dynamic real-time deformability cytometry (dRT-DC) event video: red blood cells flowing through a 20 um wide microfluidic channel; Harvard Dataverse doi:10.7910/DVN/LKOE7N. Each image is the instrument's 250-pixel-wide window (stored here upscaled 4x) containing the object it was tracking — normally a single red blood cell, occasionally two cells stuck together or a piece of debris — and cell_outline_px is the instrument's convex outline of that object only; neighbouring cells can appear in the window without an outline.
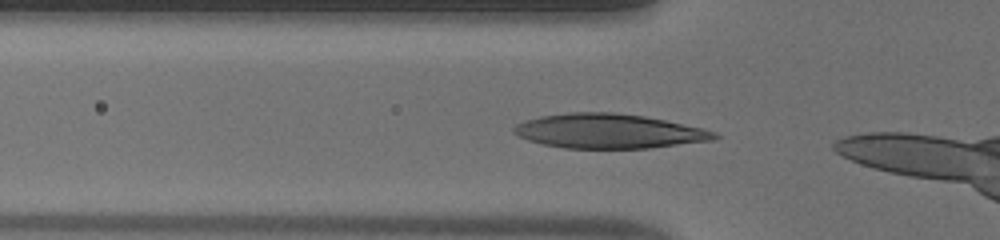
{"species": "human", "species_latin": "Homo sapiens", "temperature_condition": "warm", "stored_images_in_passage": 7, "camera_frame_rate_fps": 3000, "um_per_image_px": 0.085, "donor": {"sex": "male"}, "frame": {"image": 1, "passage_image": 2, "time_ms": 0.333, "image_size_px": [1000, 240], "cell_outline_px": [[720, 136], [712, 140], [648, 148], [564, 148], [544, 144], [528, 140], [516, 136], [512, 132], [512, 128], [516, 124], [524, 120], [540, 116], [568, 112], [612, 112], [644, 116], [704, 128], [716, 132]], "centroid_in_image_um": [51.7, 11.14], "position_along_channel_um": 74.1, "area_um2": 40.34}}
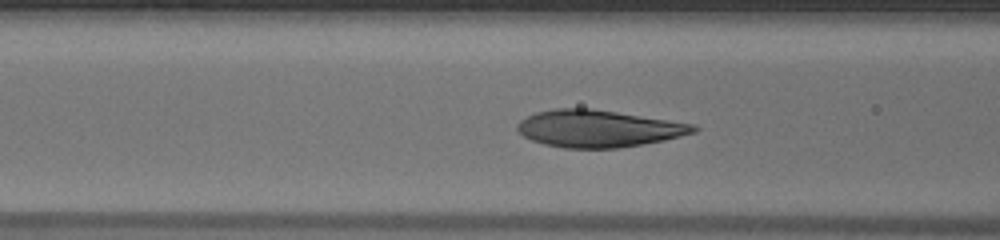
{"frame": {"image": 2, "passage_image": 5, "time_ms": 1.333, "image_size_px": [1000, 240], "cell_outline_px": [[700, 128], [696, 132], [664, 140], [644, 144], [616, 148], [564, 148], [544, 144], [532, 140], [524, 136], [516, 128], [516, 124], [520, 120], [536, 112], [556, 108], [592, 108], [696, 124]], "centroid_in_image_um": [50.88, 10.92], "position_along_channel_um": 115.7, "area_um2": 38.15}}